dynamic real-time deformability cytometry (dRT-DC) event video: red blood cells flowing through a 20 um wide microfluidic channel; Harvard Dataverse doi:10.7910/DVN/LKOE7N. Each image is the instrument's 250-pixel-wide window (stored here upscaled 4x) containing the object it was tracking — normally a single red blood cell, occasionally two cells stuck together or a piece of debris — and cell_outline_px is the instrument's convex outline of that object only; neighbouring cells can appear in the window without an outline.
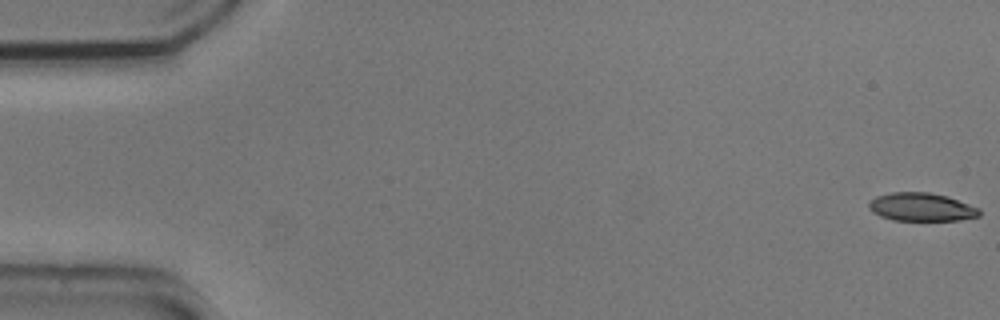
{"species": "common noctule bat (a hibernating species)", "species_latin": "Nyctalus noctula", "temperature_condition": "cold", "stored_images_in_passage": 55, "camera_frame_rate_fps": 3000, "um_per_image_px": 0.085, "animal": {"sex": "male", "body_mass_g": 20.5, "forearm_length_mm": 52.5}, "frame": {"image": 1, "passage_image": 1, "time_ms": 0.0, "image_size_px": [1000, 320], "cell_outline_px": [[980, 216], [960, 220], [892, 220], [880, 216], [872, 212], [868, 208], [868, 200], [876, 196], [892, 192], [928, 192], [948, 196], [980, 208]], "centroid_in_image_um": [78.3, 17.59], "position_along_channel_um": 6.7, "area_um2": 18.38}}
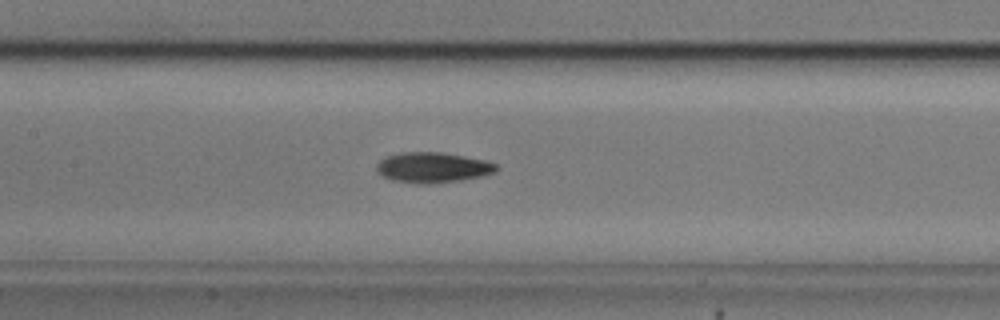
{"frame": {"image": 2, "passage_image": 26, "time_ms": 8.333, "image_size_px": [1000, 320], "cell_outline_px": [[500, 168], [496, 172], [484, 176], [460, 180], [428, 184], [420, 184], [392, 180], [376, 172], [376, 164], [380, 160], [388, 156], [400, 152], [440, 152], [464, 156], [484, 160], [496, 164]], "centroid_in_image_um": [36.79, 14.24], "position_along_channel_um": 170.6, "area_um2": 21.27}}
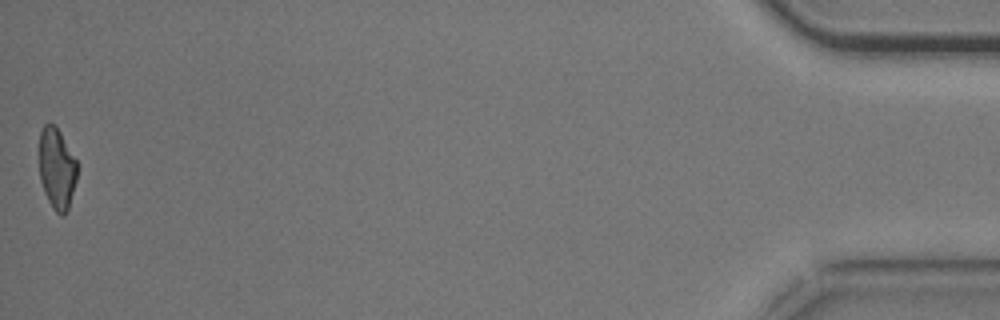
{"frame": {"image": 3, "passage_image": 55, "time_ms": 18.0, "image_size_px": [1000, 320], "cell_outline_px": [[76, 180], [68, 208], [64, 216], [60, 216], [52, 208], [44, 192], [40, 180], [40, 132], [44, 124], [52, 124], [60, 132], [76, 160]], "centroid_in_image_um": [4.82, 14.36], "position_along_channel_um": 430.4, "area_um2": 17.63}, "authors_computed_cell_mechanics": {"area_um2": 19.5364, "velocity_mm_per_s": 3.69, "shape_relaxation_time_tau1_ms": 6.7783, "shape_relaxation_time_tau2_ms": 5.8453, "deformation_change_tau1": 0.1687, "deformation_change_tau2": 0.1347}}